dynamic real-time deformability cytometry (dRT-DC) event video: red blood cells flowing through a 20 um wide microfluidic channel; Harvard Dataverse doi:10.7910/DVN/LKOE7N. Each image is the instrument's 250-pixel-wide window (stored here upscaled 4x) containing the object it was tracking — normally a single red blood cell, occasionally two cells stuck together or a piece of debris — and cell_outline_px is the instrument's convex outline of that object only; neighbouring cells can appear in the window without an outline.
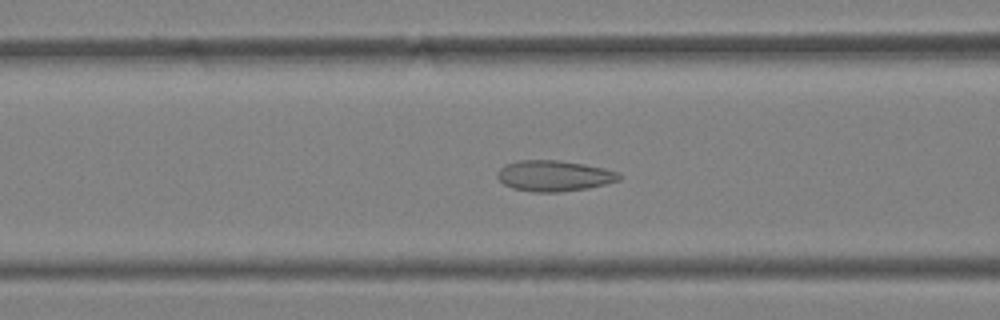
{"species": "Egyptian fruit bat (a non-hibernating species)", "species_latin": "Rousettus aegyptiacus", "temperature_condition": "warm", "stored_images_in_passage": 36, "camera_frame_rate_fps": 3000, "um_per_image_px": 0.085, "animal": {"sex": "female"}, "frame": {"image": 1, "passage_image": 7, "time_ms": 2.0, "image_size_px": [1000, 320], "cell_outline_px": [[620, 180], [588, 188], [560, 192], [532, 192], [512, 188], [504, 184], [496, 176], [496, 172], [504, 164], [520, 160], [556, 160], [584, 164], [604, 168], [620, 172]], "centroid_in_image_um": [47.07, 14.94], "position_along_channel_um": 119.5, "area_um2": 21.96}}
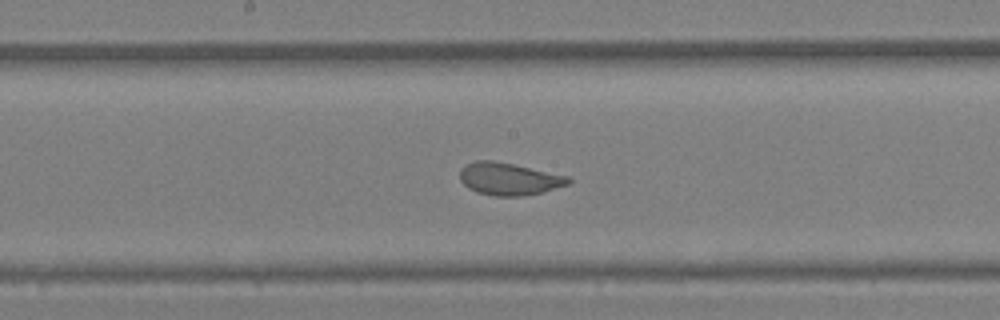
{"frame": {"image": 2, "passage_image": 13, "time_ms": 4.0, "image_size_px": [1000, 320], "cell_outline_px": [[572, 180], [568, 184], [540, 192], [524, 196], [496, 196], [476, 192], [468, 188], [460, 180], [460, 168], [476, 160], [496, 160], [568, 176]], "centroid_in_image_um": [43.23, 15.2], "position_along_channel_um": 205.0, "area_um2": 20.4}}
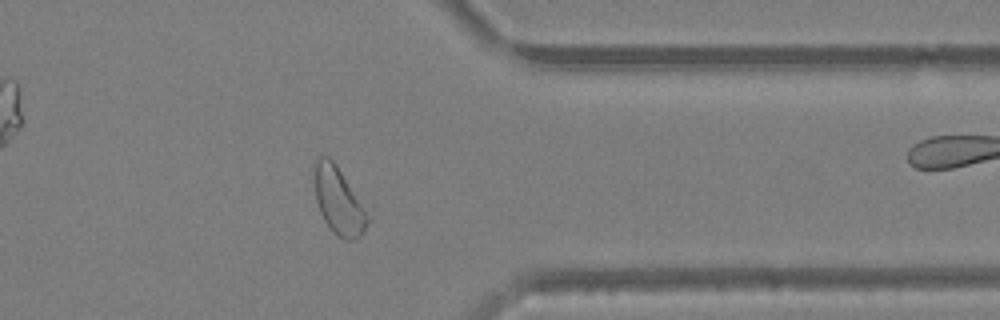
{"frame": {"image": 3, "passage_image": 26, "time_ms": 8.333, "image_size_px": [1000, 320], "cell_outline_px": [[372, 220], [364, 232], [356, 240], [344, 240], [332, 232], [324, 220], [320, 212], [316, 200], [312, 168], [312, 164], [320, 156], [328, 156], [336, 164], [364, 204]], "centroid_in_image_um": [28.8, 17.08], "position_along_channel_um": 382.6, "area_um2": 21.56}, "authors_computed_cell_mechanics": {"area_um2": 21.1548, "velocity_mm_per_s": 4.2826, "shape_relaxation_time_tau1_ms": 3.6179, "shape_relaxation_time_tau2_ms": 0.6863, "deformation_change_tau1": 0.1375, "deformation_change_tau2": 0.0712}}